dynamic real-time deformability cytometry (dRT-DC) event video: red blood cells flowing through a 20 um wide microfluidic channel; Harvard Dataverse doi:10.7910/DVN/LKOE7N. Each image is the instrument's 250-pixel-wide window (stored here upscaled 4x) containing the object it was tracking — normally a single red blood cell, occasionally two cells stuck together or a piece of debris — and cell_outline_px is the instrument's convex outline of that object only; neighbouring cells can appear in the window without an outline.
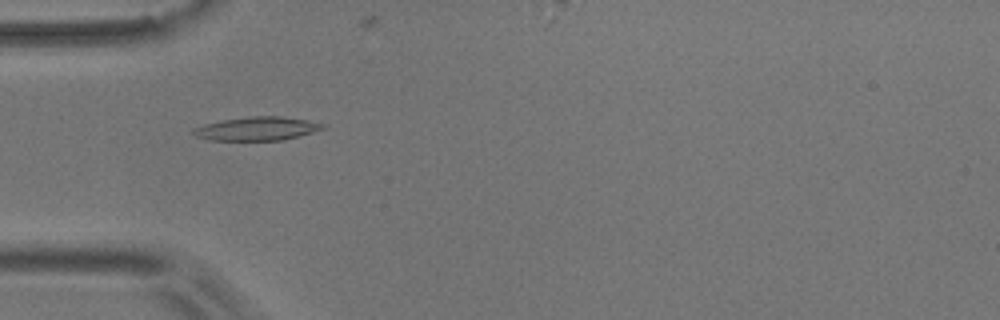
{"species": "common noctule bat (a hibernating species)", "species_latin": "Nyctalus noctula", "temperature_condition": "room temperature", "stored_images_in_passage": 38, "camera_frame_rate_fps": 3000, "um_per_image_px": 0.085, "animal": {"sex": "male", "body_mass_g": 17.9}, "frame": {"image": 1, "passage_image": 6, "time_ms": 1.667, "image_size_px": [1000, 320], "cell_outline_px": [[328, 124], [324, 128], [300, 136], [284, 140], [212, 140], [196, 136], [192, 132], [192, 128], [204, 124], [220, 120], [248, 116], [280, 116], [308, 120]], "centroid_in_image_um": [21.86, 10.92], "position_along_channel_um": 63.1, "area_um2": 17.92}}
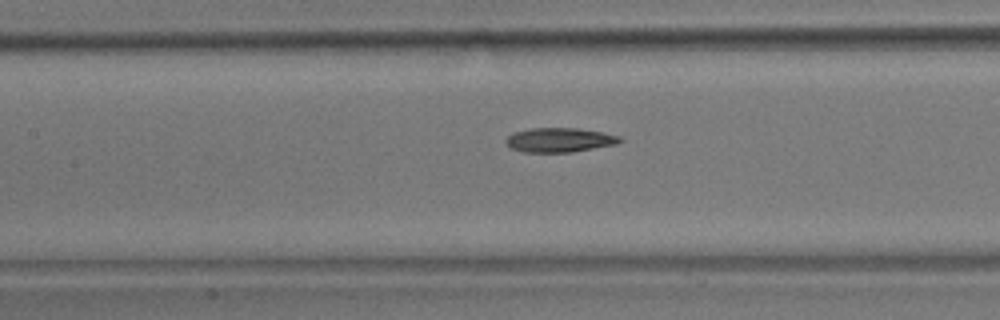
{"frame": {"image": 2, "passage_image": 14, "time_ms": 4.333, "image_size_px": [1000, 320], "cell_outline_px": [[624, 140], [616, 144], [572, 152], [524, 152], [512, 148], [504, 140], [512, 132], [532, 128], [576, 128], [600, 132], [620, 136]], "centroid_in_image_um": [47.55, 11.89], "position_along_channel_um": 159.8, "area_um2": 16.07}}
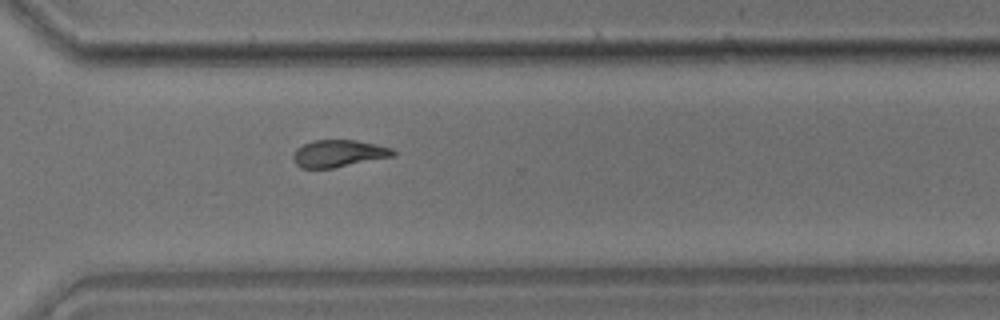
{"frame": {"image": 3, "passage_image": 29, "time_ms": 9.333, "image_size_px": [1000, 320], "cell_outline_px": [[396, 156], [332, 168], [300, 168], [292, 160], [292, 156], [296, 148], [312, 140], [356, 140], [376, 144], [392, 148], [396, 152]], "centroid_in_image_um": [28.78, 13.04], "position_along_channel_um": 341.8, "area_um2": 15.95}, "authors_computed_cell_mechanics": {"area_um2": 16.0973, "velocity_mm_per_s": 3.6481, "shape_relaxation_time_tau1_ms": 4.5769, "shape_relaxation_time_tau2_ms": 5.546, "deformation_change_tau1": 0.1783, "deformation_change_tau2": 0.1491}}